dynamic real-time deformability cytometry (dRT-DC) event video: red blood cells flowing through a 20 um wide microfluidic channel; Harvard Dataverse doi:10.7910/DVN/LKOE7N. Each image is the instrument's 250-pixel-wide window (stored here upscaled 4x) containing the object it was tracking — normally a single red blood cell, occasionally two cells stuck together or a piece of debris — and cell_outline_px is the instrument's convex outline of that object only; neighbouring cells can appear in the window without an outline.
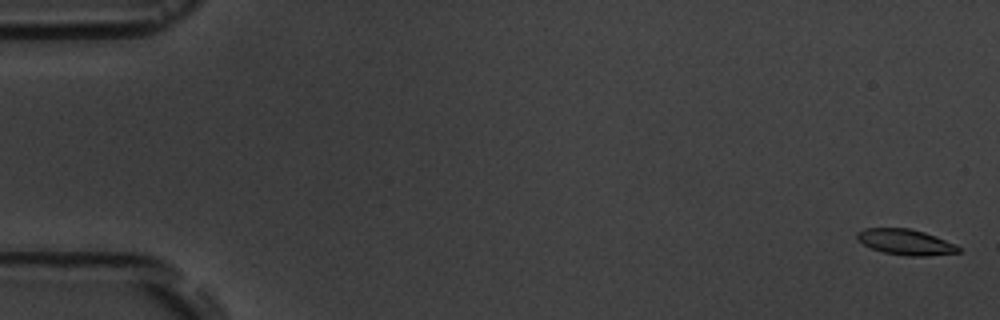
{"species": "common noctule bat (a hibernating species)", "species_latin": "Nyctalus noctula", "temperature_condition": "room temperature", "stored_images_in_passage": 7, "camera_frame_rate_fps": 3000, "um_per_image_px": 0.085, "animal": {"sex": "male", "body_mass_g": 19.5, "forearm_length_mm": 54.6}, "frame": {"image": 1, "passage_image": 1, "time_ms": 0.0, "image_size_px": [1000, 320], "cell_outline_px": [[960, 252], [924, 256], [908, 256], [884, 252], [872, 248], [856, 240], [856, 232], [864, 228], [908, 228], [924, 232], [936, 236], [956, 244], [960, 248]], "centroid_in_image_um": [76.96, 20.56], "position_along_channel_um": 8.0, "area_um2": 15.14}}
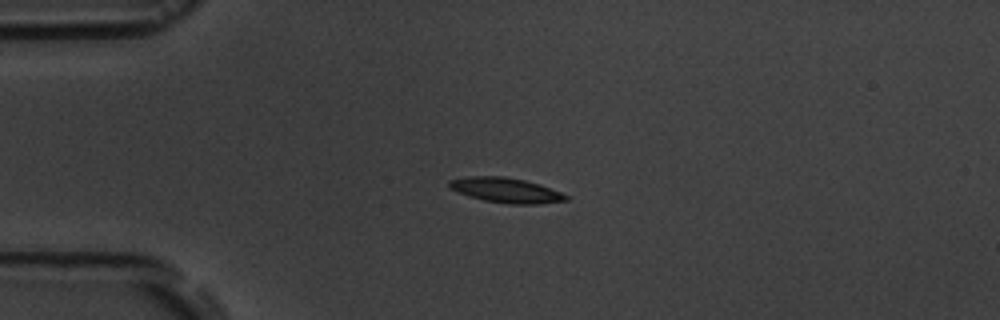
{"frame": {"image": 2, "passage_image": 5, "time_ms": 4.333, "image_size_px": [1000, 320], "cell_outline_px": [[568, 200], [536, 204], [508, 204], [484, 200], [468, 196], [448, 188], [448, 180], [468, 176], [504, 176], [524, 180], [540, 184], [560, 192], [568, 196]], "centroid_in_image_um": [42.96, 16.16], "position_along_channel_um": 42.0, "area_um2": 16.99}}
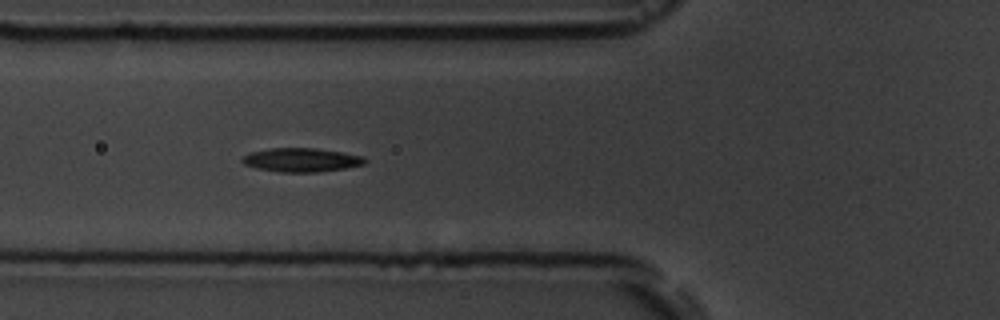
{"frame": {"image": 3, "passage_image": 7, "time_ms": 6.667, "image_size_px": [1000, 320], "cell_outline_px": [[368, 160], [364, 164], [344, 168], [316, 172], [280, 172], [256, 168], [244, 164], [240, 160], [244, 156], [252, 152], [268, 148], [316, 148], [344, 152], [364, 156]], "centroid_in_image_um": [25.64, 13.59], "position_along_channel_um": 100.2, "area_um2": 17.05}}